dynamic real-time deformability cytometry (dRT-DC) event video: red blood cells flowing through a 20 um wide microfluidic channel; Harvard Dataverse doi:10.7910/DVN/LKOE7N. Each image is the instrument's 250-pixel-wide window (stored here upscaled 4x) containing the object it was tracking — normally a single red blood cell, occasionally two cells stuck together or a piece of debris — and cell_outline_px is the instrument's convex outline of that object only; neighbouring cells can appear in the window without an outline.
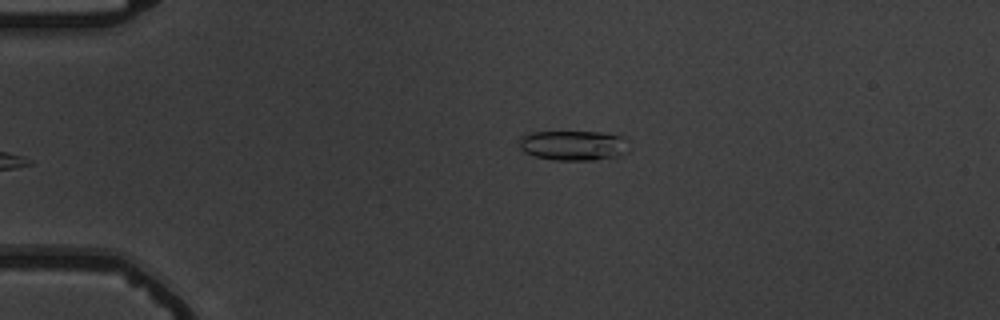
{"species": "common noctule bat (a hibernating species)", "species_latin": "Nyctalus noctula", "temperature_condition": "warm", "stored_images_in_passage": 5, "camera_frame_rate_fps": 3000, "um_per_image_px": 0.085, "animal": {"sex": "male", "body_mass_g": 19.5, "forearm_length_mm": 54.6}, "frame": {"image": 1, "passage_image": 5, "time_ms": 5.333, "image_size_px": [1000, 320], "cell_outline_px": [[624, 152], [620, 156], [596, 160], [556, 160], [536, 156], [524, 152], [520, 148], [520, 136], [532, 132], [600, 132], [624, 136]], "centroid_in_image_um": [48.69, 12.36], "position_along_channel_um": 36.3, "area_um2": 18.9}}